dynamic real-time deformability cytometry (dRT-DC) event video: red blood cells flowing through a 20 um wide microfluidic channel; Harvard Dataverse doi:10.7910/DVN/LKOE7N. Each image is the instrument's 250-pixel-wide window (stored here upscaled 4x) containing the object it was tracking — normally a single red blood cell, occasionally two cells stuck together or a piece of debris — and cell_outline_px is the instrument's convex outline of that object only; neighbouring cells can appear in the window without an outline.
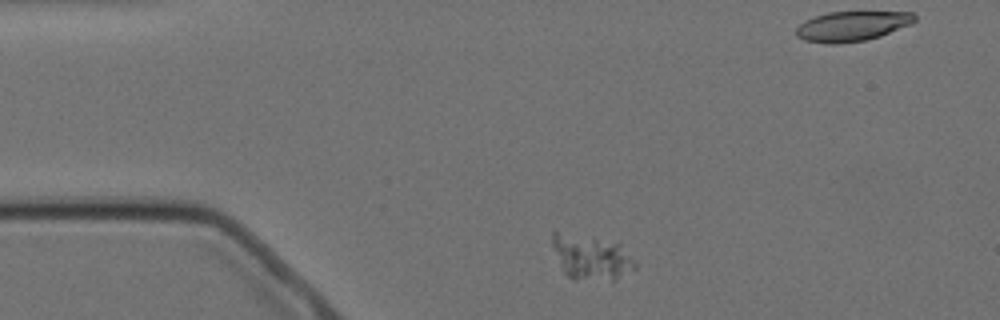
{"species": "Egyptian fruit bat (a non-hibernating species)", "species_latin": "Rousettus aegyptiacus", "temperature_condition": "cold", "stored_images_in_passage": 4, "camera_frame_rate_fps": 3000, "um_per_image_px": 0.085, "animal": {"sex": "female"}, "frame": {"image": 1, "passage_image": 1, "time_ms": 0.0, "image_size_px": [1000, 320], "cell_outline_px": [[636, 268], [616, 280], [572, 280], [564, 272], [552, 244], [552, 232], [556, 232], [620, 244], [636, 260]], "centroid_in_image_um": [50.3, 21.93], "position_along_channel_um": 34.7, "area_um2": 21.04}}